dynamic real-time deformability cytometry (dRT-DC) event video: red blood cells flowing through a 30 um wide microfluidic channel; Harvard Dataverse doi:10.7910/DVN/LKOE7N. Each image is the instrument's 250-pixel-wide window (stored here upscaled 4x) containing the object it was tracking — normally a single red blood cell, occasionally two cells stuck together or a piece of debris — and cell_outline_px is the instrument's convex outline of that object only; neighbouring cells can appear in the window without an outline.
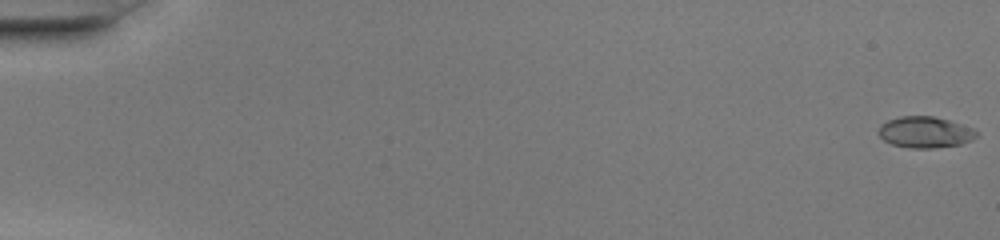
{"species": "common noctule bat (a hibernating species)", "species_latin": "Nyctalus noctula", "temperature_condition": "warm", "stored_images_in_passage": 50, "camera_frame_rate_fps": 3000, "um_per_image_px": 0.085, "animal": {"sex": "female", "body_mass_g": 20.0, "forearm_length_mm": 54.0}, "frame": {"image": 1, "passage_image": 1, "time_ms": 0.0, "image_size_px": [1000, 240], "cell_outline_px": [[980, 136], [972, 140], [960, 144], [932, 148], [908, 148], [892, 144], [884, 140], [880, 136], [880, 124], [888, 120], [900, 116], [932, 116], [948, 120], [972, 128]], "centroid_in_image_um": [78.64, 11.24], "position_along_channel_um": 6.4, "area_um2": 17.69}}
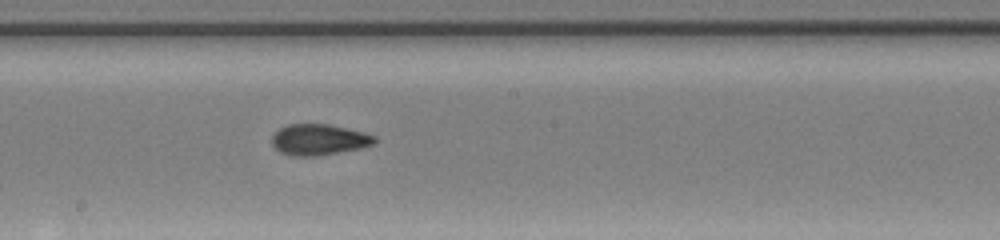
{"frame": {"image": 2, "passage_image": 29, "time_ms": 9.333, "image_size_px": [1000, 240], "cell_outline_px": [[376, 140], [372, 144], [360, 148], [316, 156], [292, 156], [280, 152], [272, 144], [272, 136], [280, 128], [288, 124], [328, 124], [364, 132], [376, 136]], "centroid_in_image_um": [27.09, 11.87], "position_along_channel_um": 221.1, "area_um2": 18.38}}
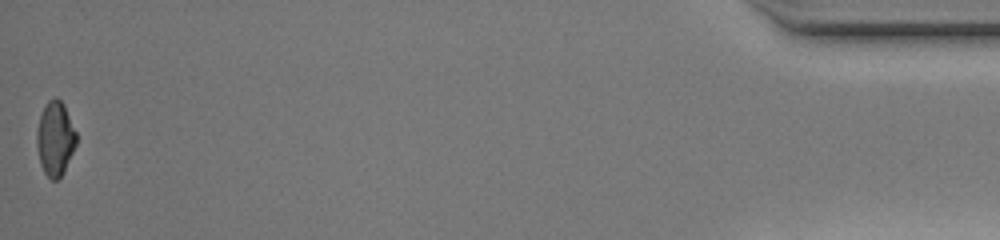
{"frame": {"image": 3, "passage_image": 50, "time_ms": 16.333, "image_size_px": [1000, 240], "cell_outline_px": [[76, 144], [64, 172], [56, 180], [52, 180], [44, 172], [40, 164], [36, 144], [36, 132], [40, 116], [44, 104], [48, 100], [56, 96], [64, 104], [76, 132]], "centroid_in_image_um": [4.68, 11.75], "position_along_channel_um": 430.5, "area_um2": 17.17}, "authors_computed_cell_mechanics": {"area_um2": 17.8602, "velocity_mm_per_s": 4.2619, "shape_relaxation_time_tau1_ms": null, "shape_relaxation_time_tau2_ms": 1.2441, "deformation_change_tau1": null, "deformation_change_tau2": 0.0648}}